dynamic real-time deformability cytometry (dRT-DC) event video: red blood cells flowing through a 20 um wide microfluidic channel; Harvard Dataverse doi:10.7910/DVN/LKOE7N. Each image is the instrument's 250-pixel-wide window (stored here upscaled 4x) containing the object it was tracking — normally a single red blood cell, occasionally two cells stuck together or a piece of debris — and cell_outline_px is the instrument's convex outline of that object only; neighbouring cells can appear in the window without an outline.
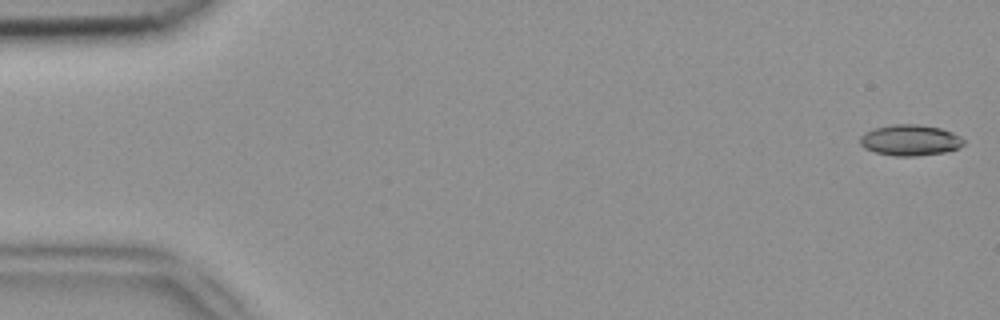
{"species": "common noctule bat (a hibernating species)", "species_latin": "Nyctalus noctula", "temperature_condition": "room temperature", "stored_images_in_passage": 48, "camera_frame_rate_fps": 3000, "um_per_image_px": 0.085, "animal": {"sex": "female", "body_mass_g": 18.4}, "frame": {"image": 1, "passage_image": 1, "time_ms": 0.0, "image_size_px": [1000, 320], "cell_outline_px": [[964, 144], [956, 148], [944, 152], [916, 156], [892, 156], [876, 152], [864, 148], [860, 144], [860, 136], [864, 132], [872, 128], [892, 124], [920, 124], [940, 128], [952, 132], [960, 136], [964, 140]], "centroid_in_image_um": [77.32, 11.9], "position_along_channel_um": 7.7, "area_um2": 18.79}}
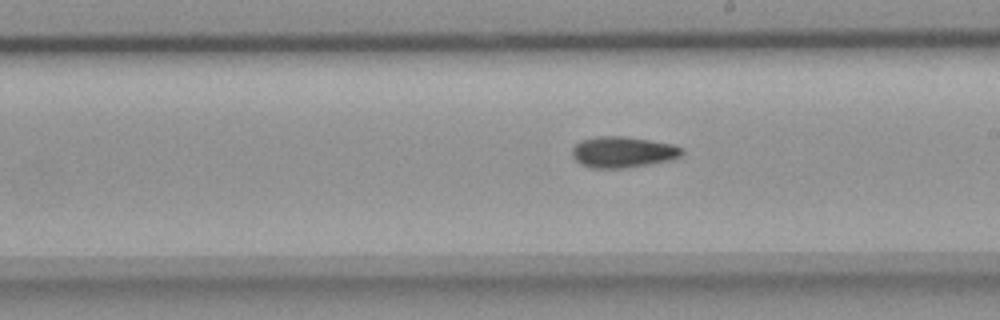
{"frame": {"image": 2, "passage_image": 29, "time_ms": 9.333, "image_size_px": [1000, 320], "cell_outline_px": [[684, 152], [680, 156], [672, 160], [624, 168], [592, 168], [580, 164], [572, 156], [572, 148], [580, 140], [596, 136], [624, 136], [672, 144], [684, 148]], "centroid_in_image_um": [52.93, 12.92], "position_along_channel_um": 236.1, "area_um2": 19.94}}
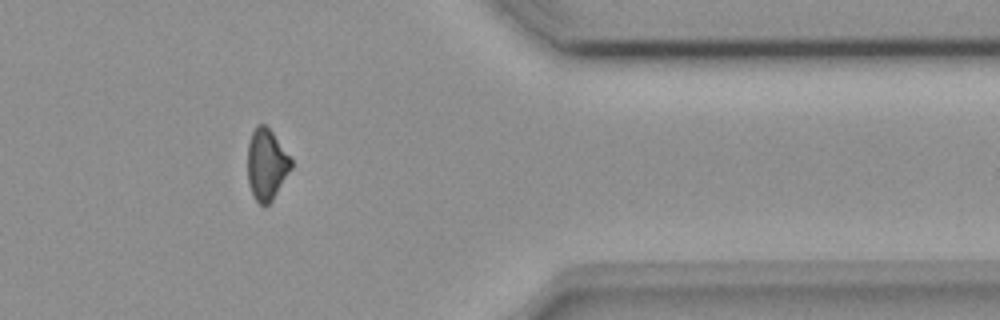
{"frame": {"image": 3, "passage_image": 42, "time_ms": 13.667, "image_size_px": [1000, 320], "cell_outline_px": [[292, 168], [272, 200], [268, 204], [260, 204], [252, 196], [248, 180], [248, 144], [252, 132], [256, 124], [264, 124], [272, 132], [292, 160]], "centroid_in_image_um": [22.65, 13.98], "position_along_channel_um": 388.8, "area_um2": 17.86}}